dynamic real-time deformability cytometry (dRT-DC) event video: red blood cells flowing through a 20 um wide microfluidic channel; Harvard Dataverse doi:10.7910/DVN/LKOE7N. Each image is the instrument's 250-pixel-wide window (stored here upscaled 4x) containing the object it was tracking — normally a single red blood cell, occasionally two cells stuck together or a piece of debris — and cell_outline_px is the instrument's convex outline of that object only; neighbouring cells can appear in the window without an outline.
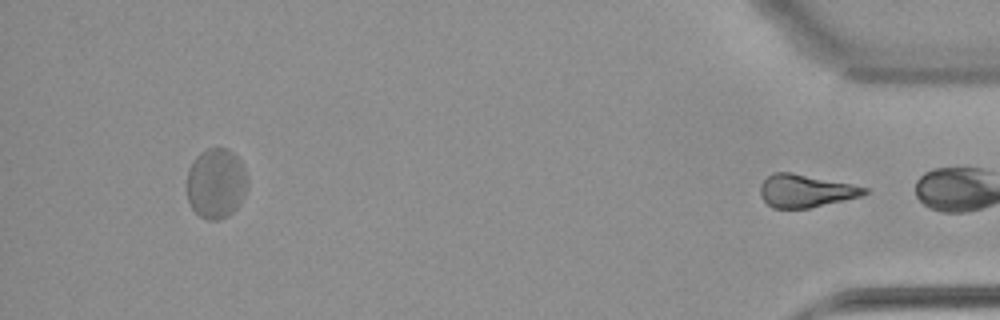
{"species": "common noctule bat (a hibernating species)", "species_latin": "Nyctalus noctula", "temperature_condition": "warm", "stored_images_in_passage": 35, "segment_of_instrument_passage": [2, 2], "camera_frame_rate_fps": 3000, "um_per_image_px": 0.085, "animal": {"sex": "female", "body_mass_g": 22.7, "forearm_length_mm": 54.2}, "frame": {"image": 1, "passage_image": 35, "time_ms": 11.333, "image_size_px": [1000, 320], "cell_outline_px": [[868, 192], [860, 196], [808, 208], [772, 208], [760, 196], [760, 184], [772, 172], [792, 172], [852, 184], [868, 188]], "centroid_in_image_um": [68.44, 16.21], "position_along_channel_um": 366.8, "area_um2": 19.77}}